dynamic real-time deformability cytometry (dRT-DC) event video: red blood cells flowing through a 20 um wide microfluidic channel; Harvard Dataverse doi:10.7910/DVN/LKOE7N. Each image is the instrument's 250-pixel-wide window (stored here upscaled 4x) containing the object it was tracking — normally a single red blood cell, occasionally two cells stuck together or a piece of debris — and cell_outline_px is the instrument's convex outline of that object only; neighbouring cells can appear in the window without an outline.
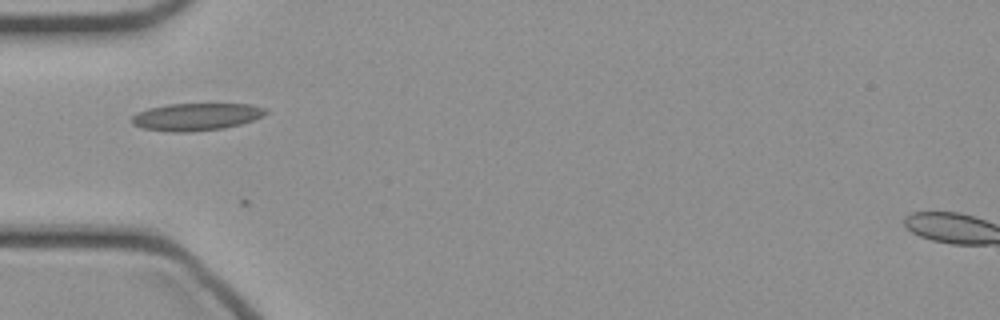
{"species": "common noctule bat (a hibernating species)", "species_latin": "Nyctalus noctula", "temperature_condition": "cold", "stored_images_in_passage": 7, "camera_frame_rate_fps": 3000, "um_per_image_px": 0.085, "animal": {"sex": "female", "body_mass_g": 21.9}, "frame": {"image": 1, "passage_image": 1, "time_ms": 0.0, "image_size_px": [1000, 320], "cell_outline_px": [[268, 112], [264, 116], [240, 124], [224, 128], [192, 132], [168, 132], [140, 128], [132, 124], [132, 116], [136, 112], [148, 108], [168, 104], [252, 104], [264, 108]], "centroid_in_image_um": [16.64, 9.93], "position_along_channel_um": 68.4, "area_um2": 21.56}}
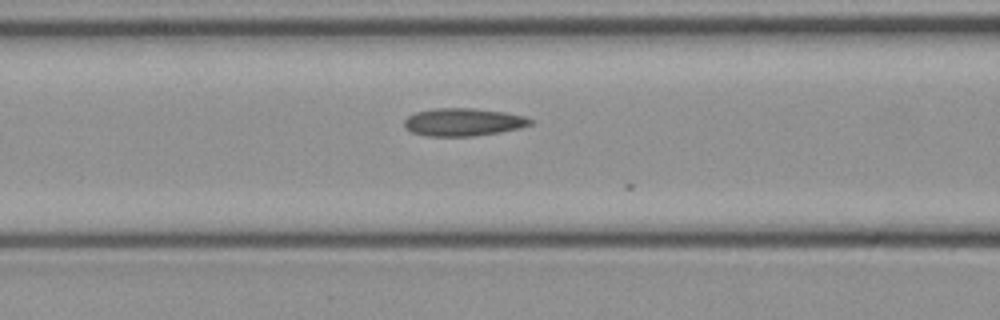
{"frame": {"image": 2, "passage_image": 5, "time_ms": 1.333, "image_size_px": [1000, 320], "cell_outline_px": [[536, 120], [532, 124], [520, 128], [500, 132], [472, 136], [424, 136], [412, 132], [404, 128], [404, 120], [408, 116], [416, 112], [436, 108], [472, 108], [504, 112], [528, 116]], "centroid_in_image_um": [39.41, 10.38], "position_along_channel_um": 127.2, "area_um2": 20.63}}